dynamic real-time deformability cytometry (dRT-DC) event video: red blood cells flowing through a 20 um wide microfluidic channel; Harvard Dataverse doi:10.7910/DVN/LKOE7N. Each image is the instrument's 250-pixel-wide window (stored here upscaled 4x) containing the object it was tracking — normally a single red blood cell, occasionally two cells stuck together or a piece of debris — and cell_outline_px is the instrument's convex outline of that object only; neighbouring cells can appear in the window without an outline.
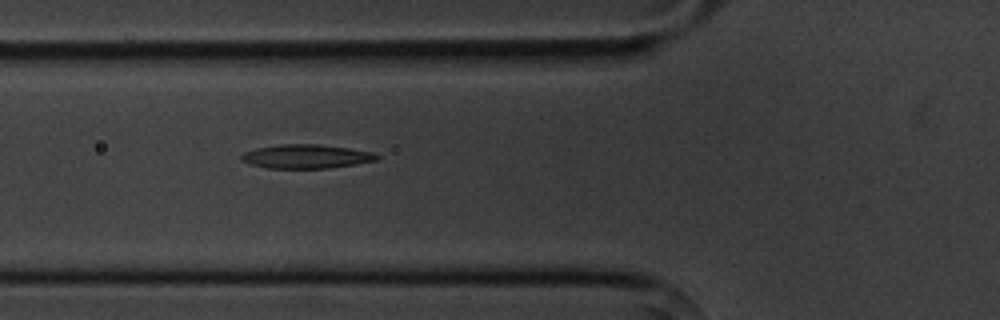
{"species": "common noctule bat (a hibernating species)", "species_latin": "Nyctalus noctula", "temperature_condition": "cold", "stored_images_in_passage": 3, "camera_frame_rate_fps": 3000, "um_per_image_px": 0.085, "animal": {"sex": "male", "body_mass_g": 20.1, "forearm_length_mm": 53.5}, "frame": {"image": 1, "passage_image": 3, "time_ms": 3.333, "image_size_px": [1000, 320], "cell_outline_px": [[380, 160], [356, 164], [328, 168], [268, 168], [248, 164], [240, 160], [240, 156], [244, 152], [256, 148], [280, 144], [320, 144], [348, 148], [372, 152], [380, 156]], "centroid_in_image_um": [26.02, 13.3], "position_along_channel_um": 99.8, "area_um2": 19.02}}